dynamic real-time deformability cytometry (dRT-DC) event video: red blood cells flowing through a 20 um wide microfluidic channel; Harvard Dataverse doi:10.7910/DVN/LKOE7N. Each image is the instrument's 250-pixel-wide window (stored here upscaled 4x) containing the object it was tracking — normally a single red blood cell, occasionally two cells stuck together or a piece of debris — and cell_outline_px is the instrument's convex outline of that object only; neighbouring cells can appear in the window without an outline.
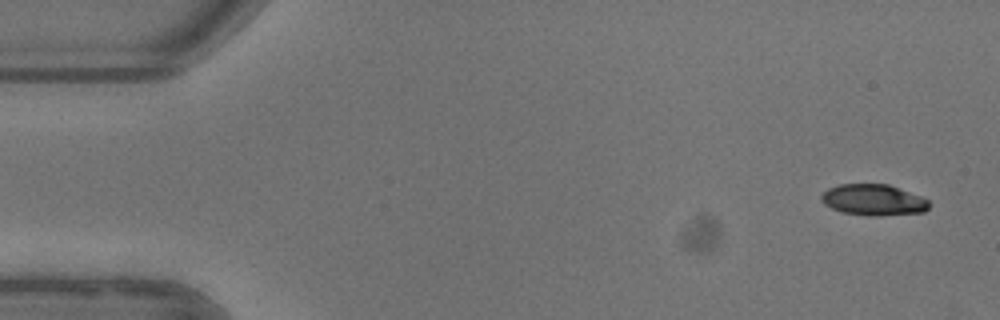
{"species": "common noctule bat (a hibernating species)", "species_latin": "Nyctalus noctula", "temperature_condition": "warm", "stored_images_in_passage": 51, "camera_frame_rate_fps": 3000, "um_per_image_px": 0.085, "animal": {"sex": "female"}, "frame": {"image": 1, "passage_image": 1, "time_ms": 0.0, "image_size_px": [1000, 320], "cell_outline_px": [[928, 208], [924, 212], [876, 216], [868, 216], [844, 212], [832, 208], [824, 204], [820, 200], [820, 196], [828, 188], [840, 184], [888, 184], [920, 196], [928, 200]], "centroid_in_image_um": [74.22, 16.99], "position_along_channel_um": 10.8, "area_um2": 19.42}}
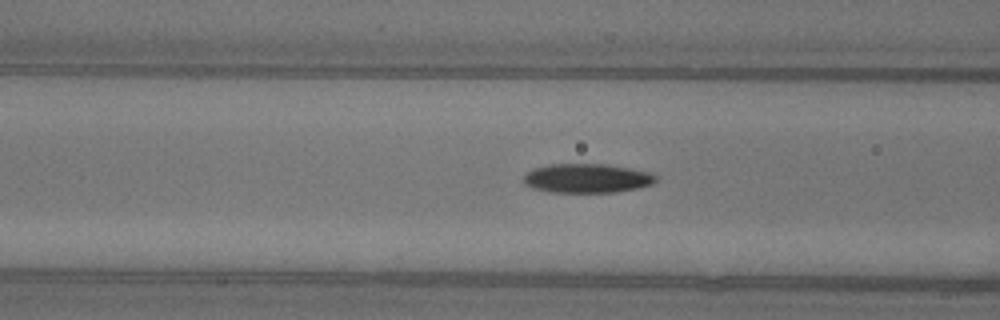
{"frame": {"image": 2, "passage_image": 19, "time_ms": 6.0, "image_size_px": [1000, 320], "cell_outline_px": [[656, 180], [652, 184], [636, 188], [612, 192], [548, 192], [532, 188], [524, 184], [524, 176], [528, 172], [536, 168], [548, 164], [608, 164], [652, 172], [656, 176]], "centroid_in_image_um": [49.9, 15.15], "position_along_channel_um": 116.7, "area_um2": 22.43}}
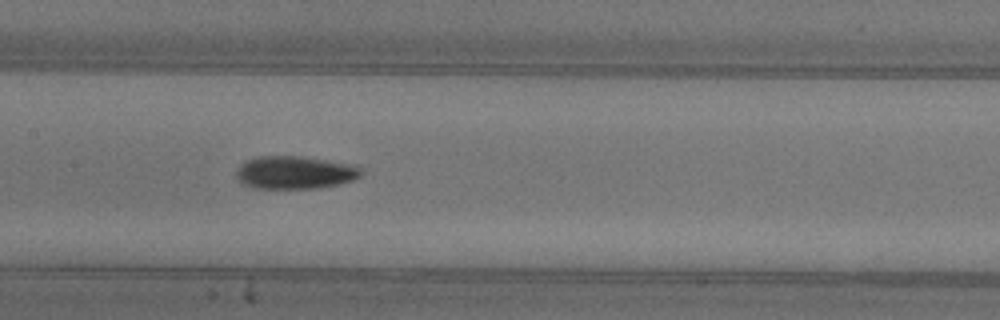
{"frame": {"image": 3, "passage_image": 24, "time_ms": 7.667, "image_size_px": [1000, 320], "cell_outline_px": [[360, 176], [352, 180], [336, 184], [316, 188], [256, 188], [244, 184], [236, 176], [236, 172], [240, 164], [244, 160], [256, 156], [300, 156], [352, 164], [360, 168]], "centroid_in_image_um": [25.01, 14.65], "position_along_channel_um": 182.4, "area_um2": 23.7}, "authors_computed_cell_mechanics": {"area_um2": 22.253, "velocity_mm_per_s": 3.9206, "shape_relaxation_time_tau1_ms": 4.1281, "shape_relaxation_time_tau2_ms": 5.4666, "deformation_change_tau1": 0.1576, "deformation_change_tau2": 0.11}}